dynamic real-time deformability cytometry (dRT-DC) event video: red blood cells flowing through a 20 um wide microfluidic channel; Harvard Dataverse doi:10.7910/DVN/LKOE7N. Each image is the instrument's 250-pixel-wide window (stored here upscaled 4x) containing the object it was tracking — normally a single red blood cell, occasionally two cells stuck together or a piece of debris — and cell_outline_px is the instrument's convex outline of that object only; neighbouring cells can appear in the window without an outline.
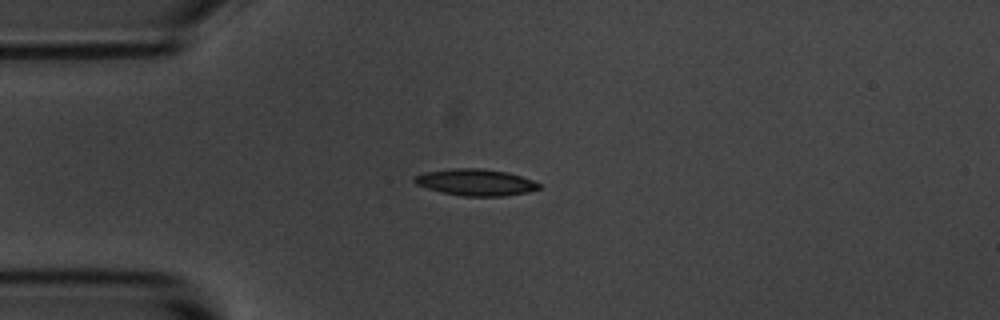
{"species": "common noctule bat (a hibernating species)", "species_latin": "Nyctalus noctula", "temperature_condition": "room temperature", "stored_images_in_passage": 7, "camera_frame_rate_fps": 3000, "um_per_image_px": 0.085, "animal": {"sex": "male", "body_mass_g": 20.1, "forearm_length_mm": 53.5}, "frame": {"image": 1, "passage_image": 4, "time_ms": 1.0, "image_size_px": [1000, 320], "cell_outline_px": [[540, 188], [528, 192], [504, 196], [464, 196], [440, 192], [416, 184], [412, 180], [412, 176], [424, 172], [456, 168], [480, 168], [508, 172], [532, 180], [540, 184]], "centroid_in_image_um": [40.4, 15.49], "position_along_channel_um": 44.6, "area_um2": 19.31}}
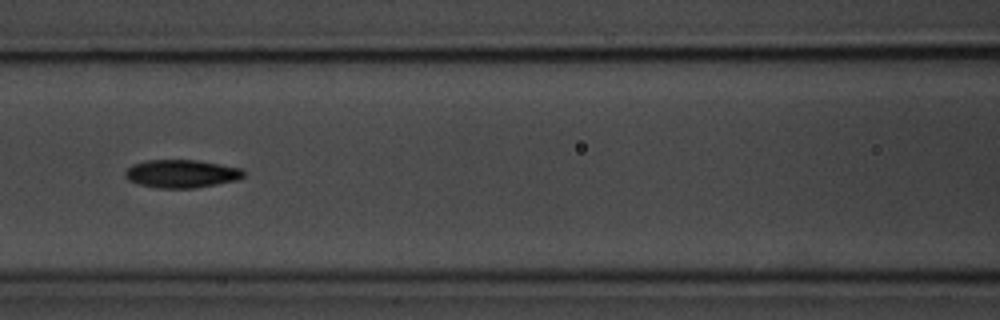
{"frame": {"image": 2, "passage_image": 7, "time_ms": 2.0, "image_size_px": [1000, 320], "cell_outline_px": [[244, 176], [236, 180], [196, 188], [160, 188], [140, 184], [128, 180], [124, 176], [124, 172], [132, 164], [148, 160], [196, 160], [244, 168]], "centroid_in_image_um": [15.43, 14.76], "position_along_channel_um": 151.2, "area_um2": 19.36}}